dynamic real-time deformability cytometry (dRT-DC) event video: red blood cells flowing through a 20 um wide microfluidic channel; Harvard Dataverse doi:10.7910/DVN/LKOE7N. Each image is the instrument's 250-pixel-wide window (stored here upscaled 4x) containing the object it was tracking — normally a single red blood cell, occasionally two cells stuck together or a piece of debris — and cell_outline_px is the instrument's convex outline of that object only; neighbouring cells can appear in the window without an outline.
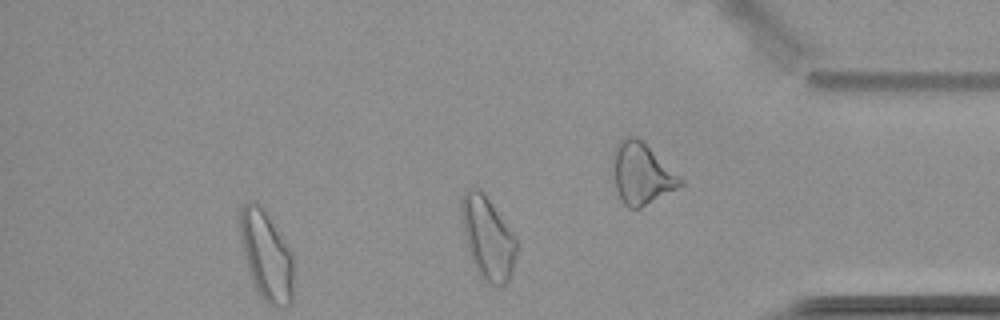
{"species": "common noctule bat (a hibernating species)", "species_latin": "Nyctalus noctula", "temperature_condition": "cold", "stored_images_in_passage": 47, "camera_frame_rate_fps": 3000, "um_per_image_px": 0.085, "animal": {"sex": "female", "body_mass_g": 22.7, "forearm_length_mm": 54.2}, "frame": {"image": 1, "passage_image": 47, "time_ms": 15.333, "image_size_px": [1000, 320], "cell_outline_px": [[516, 256], [512, 272], [508, 280], [500, 288], [484, 284], [472, 260], [468, 248], [464, 232], [460, 212], [460, 200], [464, 192], [468, 188], [476, 188], [488, 200], [516, 236]], "centroid_in_image_um": [41.45, 20.29], "position_along_channel_um": 393.7, "area_um2": 26.41}, "authors_computed_cell_mechanics": {"area_um2": 22.5998, "velocity_mm_per_s": 3.4527, "shape_relaxation_time_tau1_ms": null, "shape_relaxation_time_tau2_ms": 5.0609, "deformation_change_tau1": null, "deformation_change_tau2": 0.1052}}